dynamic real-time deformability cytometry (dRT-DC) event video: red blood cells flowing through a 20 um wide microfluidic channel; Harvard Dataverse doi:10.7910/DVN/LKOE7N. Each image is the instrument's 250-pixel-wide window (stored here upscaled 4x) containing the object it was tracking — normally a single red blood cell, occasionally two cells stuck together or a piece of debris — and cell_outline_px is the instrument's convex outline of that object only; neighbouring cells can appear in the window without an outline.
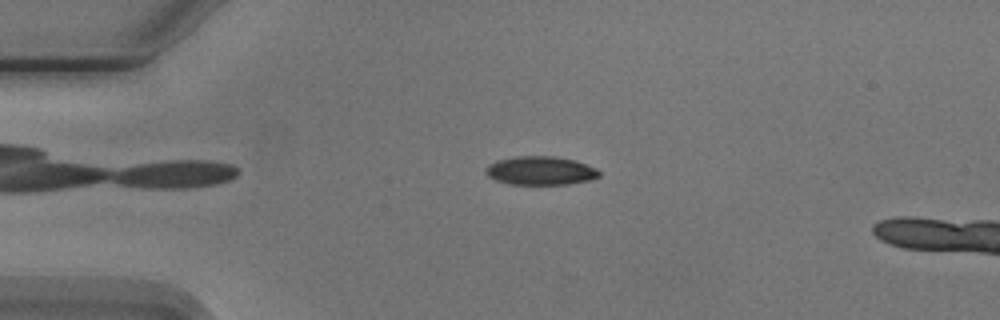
{"species": "Egyptian fruit bat (a non-hibernating species)", "species_latin": "Rousettus aegyptiacus", "temperature_condition": "cold", "stored_images_in_passage": 5, "camera_frame_rate_fps": 3000, "um_per_image_px": 0.085, "animal": {"sex": "male"}, "frame": {"image": 1, "passage_image": 3, "time_ms": 2.667, "image_size_px": [1000, 320], "cell_outline_px": [[600, 176], [592, 180], [568, 184], [508, 184], [496, 180], [488, 176], [484, 172], [484, 168], [488, 164], [496, 160], [516, 156], [556, 156], [576, 160], [596, 168], [600, 172]], "centroid_in_image_um": [45.93, 14.5], "position_along_channel_um": 39.1, "area_um2": 19.19}}